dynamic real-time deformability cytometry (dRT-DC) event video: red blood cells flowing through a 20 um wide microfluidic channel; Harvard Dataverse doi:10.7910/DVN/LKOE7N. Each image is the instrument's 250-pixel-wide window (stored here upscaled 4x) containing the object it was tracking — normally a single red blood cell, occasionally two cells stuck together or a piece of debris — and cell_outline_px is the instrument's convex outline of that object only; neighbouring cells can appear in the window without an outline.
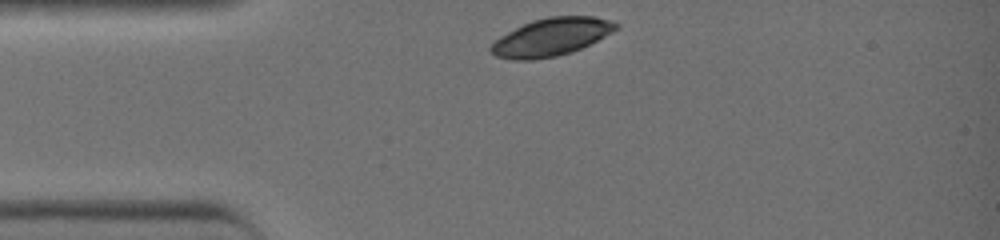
{"species": "common noctule bat (a hibernating species)", "species_latin": "Nyctalus noctula", "temperature_condition": "warm", "stored_images_in_passage": 29, "camera_frame_rate_fps": 3000, "um_per_image_px": 0.085, "animal": {"sex": "female", "body_mass_g": 19.0, "forearm_length_mm": 51.5}, "frame": {"image": 1, "passage_image": 1, "time_ms": 0.0, "image_size_px": [1000, 240], "cell_outline_px": [[620, 28], [572, 52], [556, 56], [532, 60], [512, 60], [496, 56], [488, 48], [500, 36], [532, 20], [548, 16], [596, 16], [612, 20], [620, 24]], "centroid_in_image_um": [46.88, 3.14], "position_along_channel_um": 38.1, "area_um2": 27.46}}
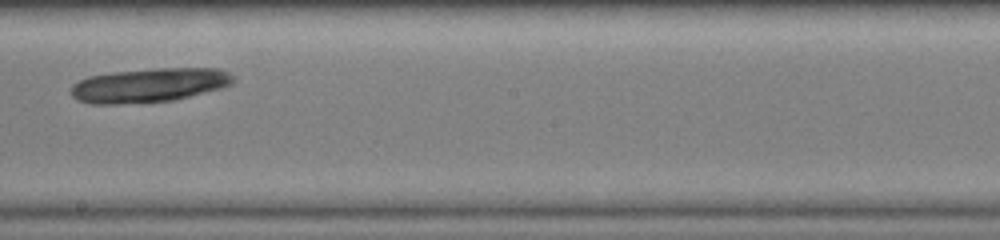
{"frame": {"image": 2, "passage_image": 16, "time_ms": 5.0, "image_size_px": [1000, 240], "cell_outline_px": [[236, 80], [232, 84], [220, 88], [176, 100], [116, 104], [92, 104], [76, 100], [72, 96], [72, 84], [88, 76], [112, 72], [156, 68], [216, 68], [228, 72], [236, 76]], "centroid_in_image_um": [12.7, 7.24], "position_along_channel_um": 235.5, "area_um2": 32.43}}
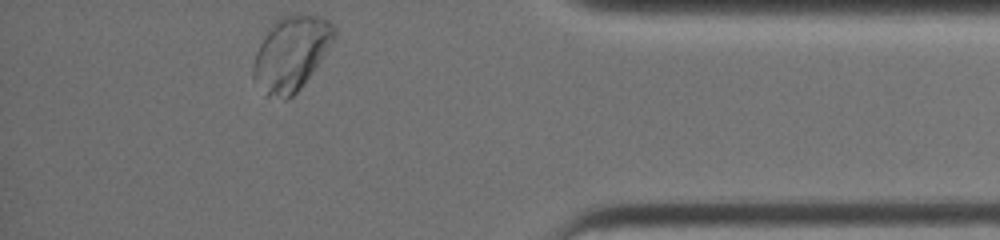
{"frame": {"image": 3, "passage_image": 29, "time_ms": 9.333, "image_size_px": [1000, 240], "cell_outline_px": [[336, 36], [316, 68], [300, 88], [288, 100], [284, 100], [264, 96], [252, 80], [252, 68], [256, 52], [268, 28], [276, 16], [292, 12], [304, 12], [324, 16], [336, 28]], "centroid_in_image_um": [24.73, 4.5], "position_along_channel_um": 410.5, "area_um2": 36.3}}